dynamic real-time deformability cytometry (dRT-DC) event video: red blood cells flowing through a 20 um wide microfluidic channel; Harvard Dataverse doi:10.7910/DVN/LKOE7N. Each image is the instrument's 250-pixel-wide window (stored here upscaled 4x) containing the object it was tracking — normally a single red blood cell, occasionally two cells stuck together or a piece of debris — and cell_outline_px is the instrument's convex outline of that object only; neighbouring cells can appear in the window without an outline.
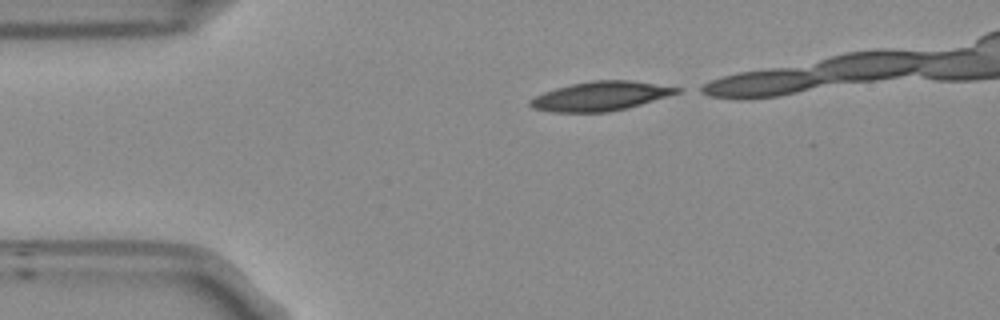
{"species": "Egyptian fruit bat (a non-hibernating species)", "species_latin": "Rousettus aegyptiacus", "temperature_condition": "room temperature", "stored_images_in_passage": 6, "camera_frame_rate_fps": 3000, "um_per_image_px": 0.085, "frame": {"image": 1, "passage_image": 1, "time_ms": 0.0, "image_size_px": [1000, 320], "cell_outline_px": [[684, 88], [680, 92], [628, 108], [608, 112], [552, 112], [532, 108], [528, 104], [528, 100], [544, 92], [556, 88], [572, 84], [592, 80], [628, 80]], "centroid_in_image_um": [51.03, 8.17], "position_along_channel_um": 34.0, "area_um2": 24.85}}